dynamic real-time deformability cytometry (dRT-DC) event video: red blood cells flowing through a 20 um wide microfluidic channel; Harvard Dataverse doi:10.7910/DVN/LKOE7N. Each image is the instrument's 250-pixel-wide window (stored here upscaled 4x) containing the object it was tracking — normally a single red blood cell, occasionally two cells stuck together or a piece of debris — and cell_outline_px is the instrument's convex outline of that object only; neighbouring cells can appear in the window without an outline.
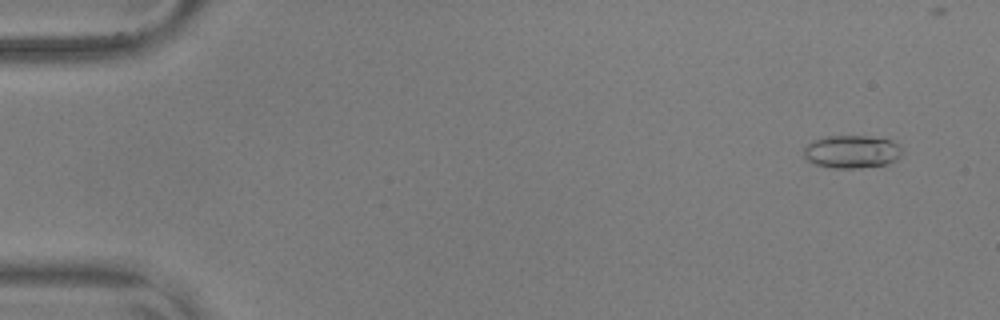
{"species": "common noctule bat (a hibernating species)", "species_latin": "Nyctalus noctula", "temperature_condition": "warm", "stored_images_in_passage": 56, "camera_frame_rate_fps": 3000, "um_per_image_px": 0.085, "animal": {"sex": "male", "body_mass_g": 17.9, "forearm_length_mm": 54.2}, "frame": {"image": 1, "passage_image": 4, "time_ms": 1.0, "image_size_px": [1000, 320], "cell_outline_px": [[900, 156], [896, 160], [888, 164], [860, 168], [832, 168], [816, 164], [808, 160], [804, 156], [804, 148], [812, 140], [828, 136], [864, 136], [892, 140], [900, 144]], "centroid_in_image_um": [72.41, 12.9], "position_along_channel_um": 12.6, "area_um2": 18.84}}
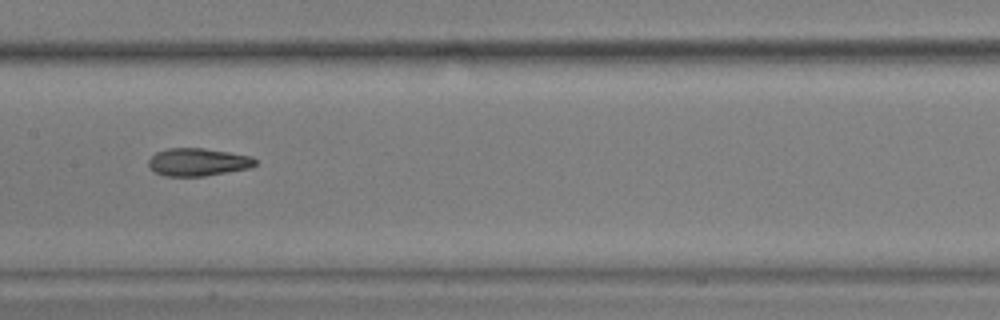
{"frame": {"image": 2, "passage_image": 29, "time_ms": 9.333, "image_size_px": [1000, 320], "cell_outline_px": [[256, 164], [252, 168], [204, 176], [164, 176], [156, 172], [148, 164], [148, 160], [156, 152], [168, 148], [204, 148], [252, 156], [256, 160]], "centroid_in_image_um": [16.85, 13.77], "position_along_channel_um": 190.6, "area_um2": 17.28}}
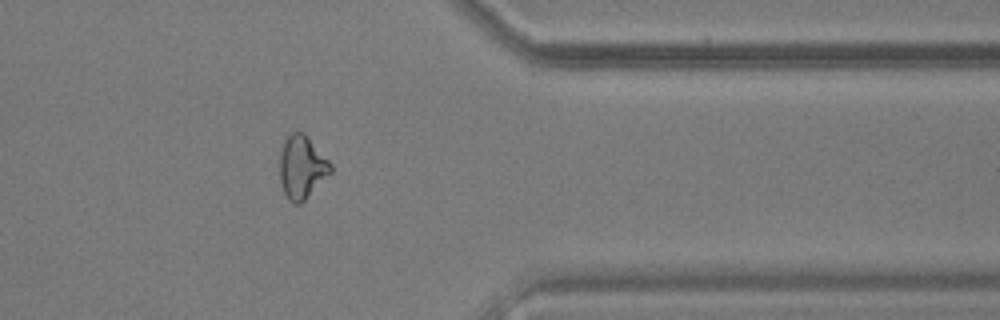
{"frame": {"image": 3, "passage_image": 46, "time_ms": 15.0, "image_size_px": [1000, 320], "cell_outline_px": [[332, 172], [300, 204], [292, 204], [288, 200], [284, 192], [280, 180], [280, 156], [284, 140], [292, 132], [304, 132], [332, 164]], "centroid_in_image_um": [25.66, 14.21], "position_along_channel_um": 385.7, "area_um2": 18.61}, "authors_computed_cell_mechanics": {"area_um2": 17.8313, "velocity_mm_per_s": 3.6518, "shape_relaxation_time_tau1_ms": 6.0211, "shape_relaxation_time_tau2_ms": 2.2055, "deformation_change_tau1": 0.1787, "deformation_change_tau2": 0.1032}}